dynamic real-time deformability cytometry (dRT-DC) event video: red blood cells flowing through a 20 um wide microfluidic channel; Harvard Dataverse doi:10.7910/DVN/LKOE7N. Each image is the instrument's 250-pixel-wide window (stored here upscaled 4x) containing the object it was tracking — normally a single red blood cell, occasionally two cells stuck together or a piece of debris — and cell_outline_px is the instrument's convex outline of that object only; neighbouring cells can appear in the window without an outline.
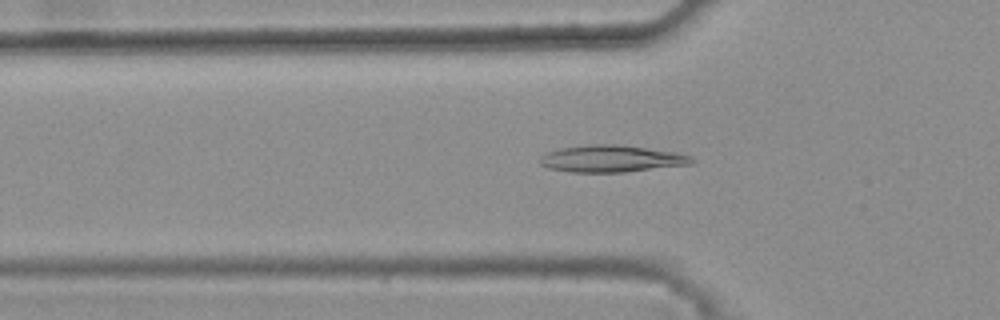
{"species": "common noctule bat (a hibernating species)", "species_latin": "Nyctalus noctula", "temperature_condition": "warm", "stored_images_in_passage": 45, "camera_frame_rate_fps": 3000, "um_per_image_px": 0.085, "animal": {"sex": "female", "body_mass_g": 25.1}, "frame": {"image": 1, "passage_image": 16, "time_ms": 5.0, "image_size_px": [1000, 320], "cell_outline_px": [[696, 160], [692, 164], [624, 172], [572, 172], [548, 168], [540, 164], [540, 156], [544, 152], [560, 148], [588, 144], [616, 144], [676, 152], [692, 156]], "centroid_in_image_um": [51.96, 13.48], "position_along_channel_um": 73.8, "area_um2": 23.93}}
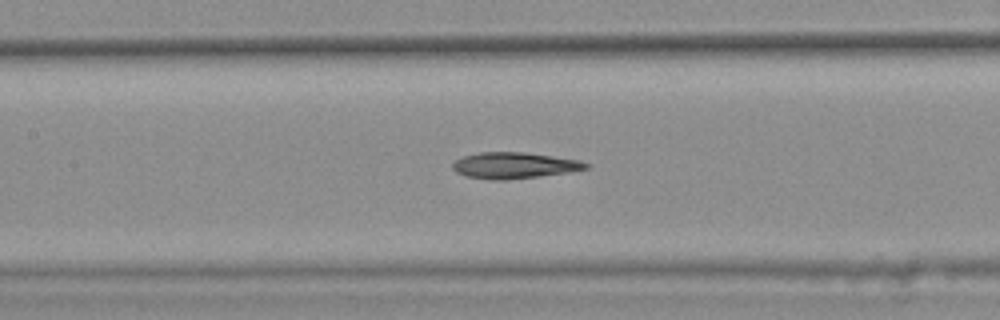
{"frame": {"image": 2, "passage_image": 23, "time_ms": 7.333, "image_size_px": [1000, 320], "cell_outline_px": [[588, 168], [568, 172], [540, 176], [508, 180], [492, 180], [464, 176], [456, 172], [452, 168], [452, 164], [456, 160], [464, 156], [480, 152], [524, 152], [580, 160], [588, 164]], "centroid_in_image_um": [43.67, 14.07], "position_along_channel_um": 163.7, "area_um2": 20.29}}
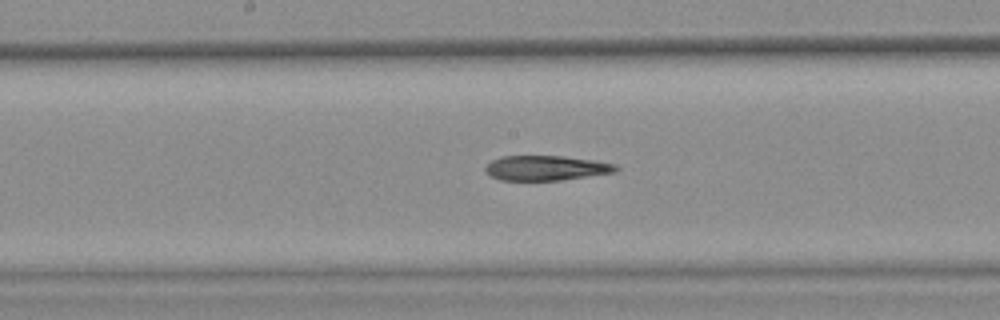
{"frame": {"image": 3, "passage_image": 26, "time_ms": 8.333, "image_size_px": [1000, 320], "cell_outline_px": [[620, 168], [616, 172], [560, 180], [500, 180], [492, 176], [484, 168], [492, 160], [500, 156], [564, 156], [596, 160], [616, 164]], "centroid_in_image_um": [46.46, 14.27], "position_along_channel_um": 201.7, "area_um2": 18.9}}